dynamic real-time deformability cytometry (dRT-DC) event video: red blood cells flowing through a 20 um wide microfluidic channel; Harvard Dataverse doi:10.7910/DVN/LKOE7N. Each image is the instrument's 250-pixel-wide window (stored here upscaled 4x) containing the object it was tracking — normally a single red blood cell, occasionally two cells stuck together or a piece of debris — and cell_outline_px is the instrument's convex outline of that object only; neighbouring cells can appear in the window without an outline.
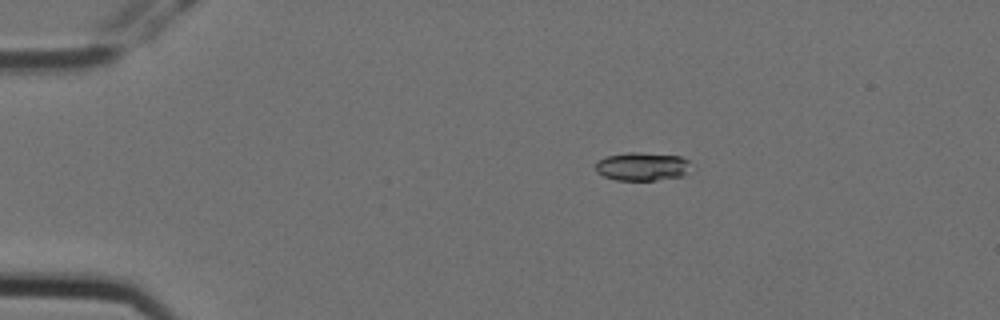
{"species": "Egyptian fruit bat (a non-hibernating species)", "species_latin": "Rousettus aegyptiacus", "temperature_condition": "cold", "stored_images_in_passage": 4, "camera_frame_rate_fps": 3000, "um_per_image_px": 0.085, "animal": {"sex": "female"}, "frame": {"image": 1, "passage_image": 2, "time_ms": 0.333, "image_size_px": [1000, 320], "cell_outline_px": [[688, 160], [684, 172], [680, 176], [656, 180], [616, 180], [604, 176], [596, 172], [596, 164], [600, 160], [608, 156], [628, 152], [640, 152], [680, 156]], "centroid_in_image_um": [54.52, 14.14], "position_along_channel_um": 30.5, "area_um2": 15.32}}